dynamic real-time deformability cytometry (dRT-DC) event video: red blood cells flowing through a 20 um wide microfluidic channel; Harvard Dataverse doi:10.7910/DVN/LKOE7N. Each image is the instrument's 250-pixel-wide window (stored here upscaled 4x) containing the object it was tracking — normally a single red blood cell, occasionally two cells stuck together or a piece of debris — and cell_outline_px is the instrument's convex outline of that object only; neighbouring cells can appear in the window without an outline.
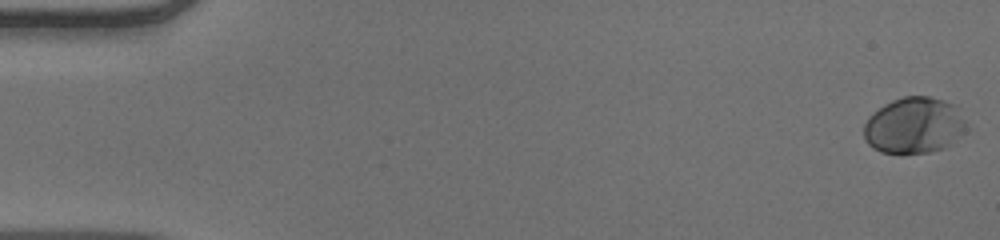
{"species": "human", "species_latin": "Homo sapiens", "temperature_condition": "warm", "stored_images_in_passage": 23, "camera_frame_rate_fps": 3000, "um_per_image_px": 0.085, "donor": {"sex": "male"}, "frame": {"image": 1, "passage_image": 1, "time_ms": 0.0, "image_size_px": [1000, 240], "cell_outline_px": [[972, 128], [952, 144], [944, 148], [928, 152], [900, 156], [880, 152], [872, 148], [864, 140], [864, 124], [868, 116], [872, 112], [884, 104], [892, 100], [904, 96], [928, 96], [944, 100], [952, 104]], "centroid_in_image_um": [77.7, 10.7], "position_along_channel_um": 7.3, "area_um2": 34.68}}
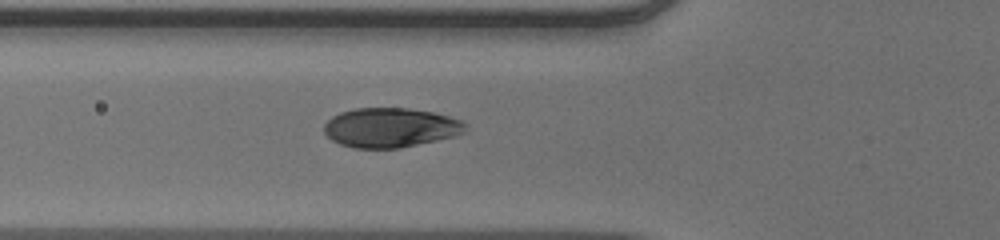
{"frame": {"image": 2, "passage_image": 20, "time_ms": 6.333, "image_size_px": [1000, 240], "cell_outline_px": [[468, 124], [464, 132], [456, 136], [400, 148], [352, 148], [340, 144], [332, 140], [324, 132], [324, 124], [332, 116], [340, 112], [356, 108], [408, 108], [432, 112], [464, 120]], "centroid_in_image_um": [33.21, 10.85], "position_along_channel_um": 92.6, "area_um2": 32.71}}
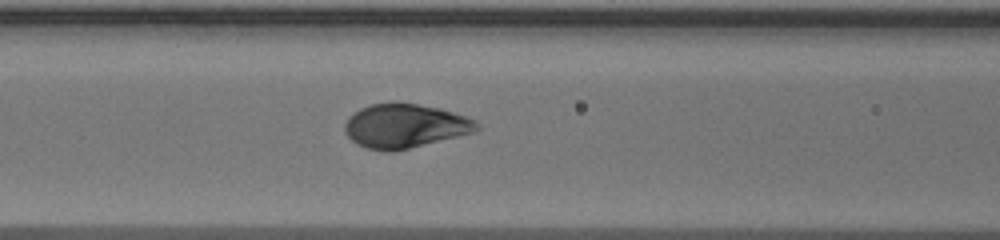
{"frame": {"image": 3, "passage_image": 23, "time_ms": 7.333, "image_size_px": [1000, 240], "cell_outline_px": [[480, 128], [472, 132], [392, 152], [368, 148], [356, 144], [344, 132], [344, 124], [348, 116], [360, 108], [368, 104], [416, 104], [440, 108], [464, 116], [480, 124]], "centroid_in_image_um": [34.36, 10.71], "position_along_channel_um": 132.2, "area_um2": 33.18}}